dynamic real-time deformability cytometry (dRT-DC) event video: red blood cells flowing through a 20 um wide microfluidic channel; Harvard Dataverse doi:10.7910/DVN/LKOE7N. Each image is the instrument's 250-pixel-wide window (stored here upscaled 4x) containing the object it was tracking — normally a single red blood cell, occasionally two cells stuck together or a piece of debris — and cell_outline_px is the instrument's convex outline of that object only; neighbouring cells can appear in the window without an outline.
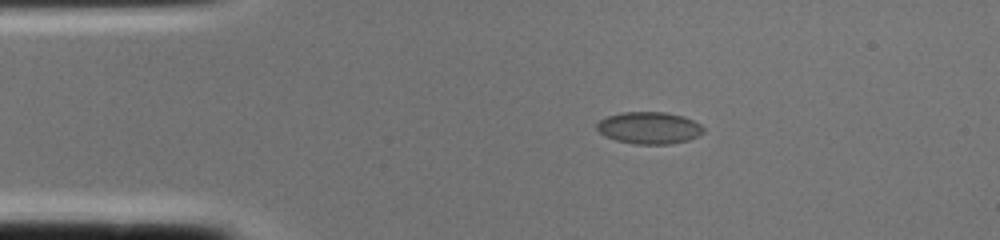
{"species": "common noctule bat (a hibernating species)", "species_latin": "Nyctalus noctula", "temperature_condition": "cold", "stored_images_in_passage": 1, "camera_frame_rate_fps": 3000, "um_per_image_px": 0.085, "animal": {"sex": "female", "body_mass_g": 22.0, "forearm_length_mm": 56.7}, "frame": {"image": 1, "passage_image": 1, "time_ms": 0.0, "image_size_px": [1000, 240], "cell_outline_px": [[704, 132], [700, 136], [688, 140], [672, 144], [636, 144], [616, 140], [604, 136], [596, 128], [596, 124], [600, 120], [608, 116], [620, 112], [664, 112], [684, 116], [700, 124], [704, 128]], "centroid_in_image_um": [55.19, 10.87], "position_along_channel_um": 29.8, "area_um2": 20.0}}